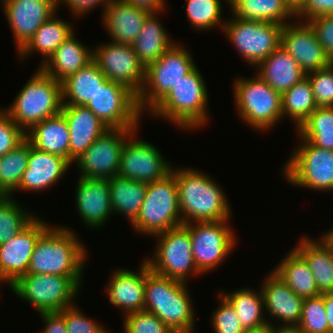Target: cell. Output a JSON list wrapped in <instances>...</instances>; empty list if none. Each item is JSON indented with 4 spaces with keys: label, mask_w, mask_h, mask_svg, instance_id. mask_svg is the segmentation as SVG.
I'll return each instance as SVG.
<instances>
[{
    "label": "cell",
    "mask_w": 333,
    "mask_h": 333,
    "mask_svg": "<svg viewBox=\"0 0 333 333\" xmlns=\"http://www.w3.org/2000/svg\"><path fill=\"white\" fill-rule=\"evenodd\" d=\"M171 172L177 181L178 205L183 224L231 218L229 200L210 175L200 170L179 167L172 168Z\"/></svg>",
    "instance_id": "1"
},
{
    "label": "cell",
    "mask_w": 333,
    "mask_h": 333,
    "mask_svg": "<svg viewBox=\"0 0 333 333\" xmlns=\"http://www.w3.org/2000/svg\"><path fill=\"white\" fill-rule=\"evenodd\" d=\"M52 226L37 240L27 274L83 276L85 246L72 229Z\"/></svg>",
    "instance_id": "2"
},
{
    "label": "cell",
    "mask_w": 333,
    "mask_h": 333,
    "mask_svg": "<svg viewBox=\"0 0 333 333\" xmlns=\"http://www.w3.org/2000/svg\"><path fill=\"white\" fill-rule=\"evenodd\" d=\"M187 282L153 272L146 262L144 310L155 314L174 333H192L195 323Z\"/></svg>",
    "instance_id": "3"
},
{
    "label": "cell",
    "mask_w": 333,
    "mask_h": 333,
    "mask_svg": "<svg viewBox=\"0 0 333 333\" xmlns=\"http://www.w3.org/2000/svg\"><path fill=\"white\" fill-rule=\"evenodd\" d=\"M199 69L195 67L150 111L184 129L205 126L208 122V94Z\"/></svg>",
    "instance_id": "4"
},
{
    "label": "cell",
    "mask_w": 333,
    "mask_h": 333,
    "mask_svg": "<svg viewBox=\"0 0 333 333\" xmlns=\"http://www.w3.org/2000/svg\"><path fill=\"white\" fill-rule=\"evenodd\" d=\"M62 106V83L38 68L4 111L26 132L61 113Z\"/></svg>",
    "instance_id": "5"
},
{
    "label": "cell",
    "mask_w": 333,
    "mask_h": 333,
    "mask_svg": "<svg viewBox=\"0 0 333 333\" xmlns=\"http://www.w3.org/2000/svg\"><path fill=\"white\" fill-rule=\"evenodd\" d=\"M81 279L82 276L24 274L10 288L38 313L60 312L74 305V297L81 289Z\"/></svg>",
    "instance_id": "6"
},
{
    "label": "cell",
    "mask_w": 333,
    "mask_h": 333,
    "mask_svg": "<svg viewBox=\"0 0 333 333\" xmlns=\"http://www.w3.org/2000/svg\"><path fill=\"white\" fill-rule=\"evenodd\" d=\"M139 234L155 237L169 229L183 225L178 205L175 175L147 184V191L137 218L131 223Z\"/></svg>",
    "instance_id": "7"
},
{
    "label": "cell",
    "mask_w": 333,
    "mask_h": 333,
    "mask_svg": "<svg viewBox=\"0 0 333 333\" xmlns=\"http://www.w3.org/2000/svg\"><path fill=\"white\" fill-rule=\"evenodd\" d=\"M245 78L234 80L235 109L246 124L258 131H267L283 117L281 94L257 74L254 78Z\"/></svg>",
    "instance_id": "8"
},
{
    "label": "cell",
    "mask_w": 333,
    "mask_h": 333,
    "mask_svg": "<svg viewBox=\"0 0 333 333\" xmlns=\"http://www.w3.org/2000/svg\"><path fill=\"white\" fill-rule=\"evenodd\" d=\"M188 52L175 42L157 61L146 67L144 84L137 95L141 113L146 109L151 111L184 76L197 66Z\"/></svg>",
    "instance_id": "9"
},
{
    "label": "cell",
    "mask_w": 333,
    "mask_h": 333,
    "mask_svg": "<svg viewBox=\"0 0 333 333\" xmlns=\"http://www.w3.org/2000/svg\"><path fill=\"white\" fill-rule=\"evenodd\" d=\"M283 174L290 184L317 191H333V151L318 148L302 139Z\"/></svg>",
    "instance_id": "10"
},
{
    "label": "cell",
    "mask_w": 333,
    "mask_h": 333,
    "mask_svg": "<svg viewBox=\"0 0 333 333\" xmlns=\"http://www.w3.org/2000/svg\"><path fill=\"white\" fill-rule=\"evenodd\" d=\"M231 19L225 20L223 33L250 65L256 67L280 46L282 25L236 17Z\"/></svg>",
    "instance_id": "11"
},
{
    "label": "cell",
    "mask_w": 333,
    "mask_h": 333,
    "mask_svg": "<svg viewBox=\"0 0 333 333\" xmlns=\"http://www.w3.org/2000/svg\"><path fill=\"white\" fill-rule=\"evenodd\" d=\"M155 236L159 238L155 255L144 259L153 272L185 283L191 273L201 274L193 259L189 230L184 225Z\"/></svg>",
    "instance_id": "12"
},
{
    "label": "cell",
    "mask_w": 333,
    "mask_h": 333,
    "mask_svg": "<svg viewBox=\"0 0 333 333\" xmlns=\"http://www.w3.org/2000/svg\"><path fill=\"white\" fill-rule=\"evenodd\" d=\"M85 106L108 128L137 129L141 120L137 95L127 86L109 79Z\"/></svg>",
    "instance_id": "13"
},
{
    "label": "cell",
    "mask_w": 333,
    "mask_h": 333,
    "mask_svg": "<svg viewBox=\"0 0 333 333\" xmlns=\"http://www.w3.org/2000/svg\"><path fill=\"white\" fill-rule=\"evenodd\" d=\"M229 220L183 224L189 230L193 259L202 274L222 263L236 245Z\"/></svg>",
    "instance_id": "14"
},
{
    "label": "cell",
    "mask_w": 333,
    "mask_h": 333,
    "mask_svg": "<svg viewBox=\"0 0 333 333\" xmlns=\"http://www.w3.org/2000/svg\"><path fill=\"white\" fill-rule=\"evenodd\" d=\"M138 129L109 128L74 162L81 172L79 177L111 179L118 174L123 145L128 136Z\"/></svg>",
    "instance_id": "15"
},
{
    "label": "cell",
    "mask_w": 333,
    "mask_h": 333,
    "mask_svg": "<svg viewBox=\"0 0 333 333\" xmlns=\"http://www.w3.org/2000/svg\"><path fill=\"white\" fill-rule=\"evenodd\" d=\"M97 46L93 60L106 78L127 86L138 95L144 84L146 68L132 45L111 41Z\"/></svg>",
    "instance_id": "16"
},
{
    "label": "cell",
    "mask_w": 333,
    "mask_h": 333,
    "mask_svg": "<svg viewBox=\"0 0 333 333\" xmlns=\"http://www.w3.org/2000/svg\"><path fill=\"white\" fill-rule=\"evenodd\" d=\"M136 132L134 130L123 145L117 175L146 184L165 178L171 173V164L154 145L134 139Z\"/></svg>",
    "instance_id": "17"
},
{
    "label": "cell",
    "mask_w": 333,
    "mask_h": 333,
    "mask_svg": "<svg viewBox=\"0 0 333 333\" xmlns=\"http://www.w3.org/2000/svg\"><path fill=\"white\" fill-rule=\"evenodd\" d=\"M283 25L280 46L288 52L307 74L328 67L333 60L318 42L311 26L305 21Z\"/></svg>",
    "instance_id": "18"
},
{
    "label": "cell",
    "mask_w": 333,
    "mask_h": 333,
    "mask_svg": "<svg viewBox=\"0 0 333 333\" xmlns=\"http://www.w3.org/2000/svg\"><path fill=\"white\" fill-rule=\"evenodd\" d=\"M48 227L47 222L35 216L20 233L0 244V274L10 286L27 274L36 242Z\"/></svg>",
    "instance_id": "19"
},
{
    "label": "cell",
    "mask_w": 333,
    "mask_h": 333,
    "mask_svg": "<svg viewBox=\"0 0 333 333\" xmlns=\"http://www.w3.org/2000/svg\"><path fill=\"white\" fill-rule=\"evenodd\" d=\"M3 11L20 51L38 28L57 12L58 0H6Z\"/></svg>",
    "instance_id": "20"
},
{
    "label": "cell",
    "mask_w": 333,
    "mask_h": 333,
    "mask_svg": "<svg viewBox=\"0 0 333 333\" xmlns=\"http://www.w3.org/2000/svg\"><path fill=\"white\" fill-rule=\"evenodd\" d=\"M76 186L75 200L81 220L86 226L102 227L113 214L108 179L80 177Z\"/></svg>",
    "instance_id": "21"
},
{
    "label": "cell",
    "mask_w": 333,
    "mask_h": 333,
    "mask_svg": "<svg viewBox=\"0 0 333 333\" xmlns=\"http://www.w3.org/2000/svg\"><path fill=\"white\" fill-rule=\"evenodd\" d=\"M70 133L69 162L77 160L109 128L86 106L63 105Z\"/></svg>",
    "instance_id": "22"
},
{
    "label": "cell",
    "mask_w": 333,
    "mask_h": 333,
    "mask_svg": "<svg viewBox=\"0 0 333 333\" xmlns=\"http://www.w3.org/2000/svg\"><path fill=\"white\" fill-rule=\"evenodd\" d=\"M270 273L260 287L264 311L282 321V326H297L301 319L304 298L295 294L273 271Z\"/></svg>",
    "instance_id": "23"
},
{
    "label": "cell",
    "mask_w": 333,
    "mask_h": 333,
    "mask_svg": "<svg viewBox=\"0 0 333 333\" xmlns=\"http://www.w3.org/2000/svg\"><path fill=\"white\" fill-rule=\"evenodd\" d=\"M146 280V261L137 272L118 268L106 285L109 301L121 308L125 315L144 310V294Z\"/></svg>",
    "instance_id": "24"
},
{
    "label": "cell",
    "mask_w": 333,
    "mask_h": 333,
    "mask_svg": "<svg viewBox=\"0 0 333 333\" xmlns=\"http://www.w3.org/2000/svg\"><path fill=\"white\" fill-rule=\"evenodd\" d=\"M71 165L64 157L38 150L30 143L28 166L15 191L46 190L62 179Z\"/></svg>",
    "instance_id": "25"
},
{
    "label": "cell",
    "mask_w": 333,
    "mask_h": 333,
    "mask_svg": "<svg viewBox=\"0 0 333 333\" xmlns=\"http://www.w3.org/2000/svg\"><path fill=\"white\" fill-rule=\"evenodd\" d=\"M103 9L102 22L112 42L130 45L138 37L146 17L150 14L121 0H111Z\"/></svg>",
    "instance_id": "26"
},
{
    "label": "cell",
    "mask_w": 333,
    "mask_h": 333,
    "mask_svg": "<svg viewBox=\"0 0 333 333\" xmlns=\"http://www.w3.org/2000/svg\"><path fill=\"white\" fill-rule=\"evenodd\" d=\"M302 238L294 250L308 264L318 291L333 292V244L324 234L320 240Z\"/></svg>",
    "instance_id": "27"
},
{
    "label": "cell",
    "mask_w": 333,
    "mask_h": 333,
    "mask_svg": "<svg viewBox=\"0 0 333 333\" xmlns=\"http://www.w3.org/2000/svg\"><path fill=\"white\" fill-rule=\"evenodd\" d=\"M74 32L55 50L40 69L62 82L93 60V50L78 41Z\"/></svg>",
    "instance_id": "28"
},
{
    "label": "cell",
    "mask_w": 333,
    "mask_h": 333,
    "mask_svg": "<svg viewBox=\"0 0 333 333\" xmlns=\"http://www.w3.org/2000/svg\"><path fill=\"white\" fill-rule=\"evenodd\" d=\"M257 67L256 74L281 95L306 77L296 60L281 46Z\"/></svg>",
    "instance_id": "29"
},
{
    "label": "cell",
    "mask_w": 333,
    "mask_h": 333,
    "mask_svg": "<svg viewBox=\"0 0 333 333\" xmlns=\"http://www.w3.org/2000/svg\"><path fill=\"white\" fill-rule=\"evenodd\" d=\"M26 138L38 150L64 157L69 161L70 133L62 113L35 124L26 132Z\"/></svg>",
    "instance_id": "30"
},
{
    "label": "cell",
    "mask_w": 333,
    "mask_h": 333,
    "mask_svg": "<svg viewBox=\"0 0 333 333\" xmlns=\"http://www.w3.org/2000/svg\"><path fill=\"white\" fill-rule=\"evenodd\" d=\"M106 80V76L92 60L61 82L63 105L85 106Z\"/></svg>",
    "instance_id": "31"
},
{
    "label": "cell",
    "mask_w": 333,
    "mask_h": 333,
    "mask_svg": "<svg viewBox=\"0 0 333 333\" xmlns=\"http://www.w3.org/2000/svg\"><path fill=\"white\" fill-rule=\"evenodd\" d=\"M158 14V12L150 13L146 17L138 37L131 44L145 68L157 61L175 44L174 41H171L168 32H166L163 25L159 22Z\"/></svg>",
    "instance_id": "32"
},
{
    "label": "cell",
    "mask_w": 333,
    "mask_h": 333,
    "mask_svg": "<svg viewBox=\"0 0 333 333\" xmlns=\"http://www.w3.org/2000/svg\"><path fill=\"white\" fill-rule=\"evenodd\" d=\"M53 14L48 18L31 37L28 43L17 53L21 58L35 52L43 54L42 64L55 52V50L74 32L66 21L56 18Z\"/></svg>",
    "instance_id": "33"
},
{
    "label": "cell",
    "mask_w": 333,
    "mask_h": 333,
    "mask_svg": "<svg viewBox=\"0 0 333 333\" xmlns=\"http://www.w3.org/2000/svg\"><path fill=\"white\" fill-rule=\"evenodd\" d=\"M222 295L234 307L240 324L246 333L261 330L273 325L272 322L268 321L264 316V302L261 290L255 292L250 288L247 289L243 287V289H239L230 294H223L222 292Z\"/></svg>",
    "instance_id": "34"
},
{
    "label": "cell",
    "mask_w": 333,
    "mask_h": 333,
    "mask_svg": "<svg viewBox=\"0 0 333 333\" xmlns=\"http://www.w3.org/2000/svg\"><path fill=\"white\" fill-rule=\"evenodd\" d=\"M272 270L298 296L310 298L321 295L306 261L292 249Z\"/></svg>",
    "instance_id": "35"
},
{
    "label": "cell",
    "mask_w": 333,
    "mask_h": 333,
    "mask_svg": "<svg viewBox=\"0 0 333 333\" xmlns=\"http://www.w3.org/2000/svg\"><path fill=\"white\" fill-rule=\"evenodd\" d=\"M234 17L244 20L273 22L285 25L295 14L284 0H227Z\"/></svg>",
    "instance_id": "36"
},
{
    "label": "cell",
    "mask_w": 333,
    "mask_h": 333,
    "mask_svg": "<svg viewBox=\"0 0 333 333\" xmlns=\"http://www.w3.org/2000/svg\"><path fill=\"white\" fill-rule=\"evenodd\" d=\"M110 186V204L113 213L126 215L133 222L142 206L147 191V184L121 176L108 179Z\"/></svg>",
    "instance_id": "37"
},
{
    "label": "cell",
    "mask_w": 333,
    "mask_h": 333,
    "mask_svg": "<svg viewBox=\"0 0 333 333\" xmlns=\"http://www.w3.org/2000/svg\"><path fill=\"white\" fill-rule=\"evenodd\" d=\"M281 98L283 117L288 115L295 122L297 129L317 108L312 86L307 77L285 91Z\"/></svg>",
    "instance_id": "38"
},
{
    "label": "cell",
    "mask_w": 333,
    "mask_h": 333,
    "mask_svg": "<svg viewBox=\"0 0 333 333\" xmlns=\"http://www.w3.org/2000/svg\"><path fill=\"white\" fill-rule=\"evenodd\" d=\"M296 130L300 140L333 151V107H317Z\"/></svg>",
    "instance_id": "39"
},
{
    "label": "cell",
    "mask_w": 333,
    "mask_h": 333,
    "mask_svg": "<svg viewBox=\"0 0 333 333\" xmlns=\"http://www.w3.org/2000/svg\"><path fill=\"white\" fill-rule=\"evenodd\" d=\"M30 154V141L25 138L19 145L1 157L0 190L12 196L19 187L23 173L27 169Z\"/></svg>",
    "instance_id": "40"
},
{
    "label": "cell",
    "mask_w": 333,
    "mask_h": 333,
    "mask_svg": "<svg viewBox=\"0 0 333 333\" xmlns=\"http://www.w3.org/2000/svg\"><path fill=\"white\" fill-rule=\"evenodd\" d=\"M13 198L6 196L0 201V244L8 242L35 218Z\"/></svg>",
    "instance_id": "41"
},
{
    "label": "cell",
    "mask_w": 333,
    "mask_h": 333,
    "mask_svg": "<svg viewBox=\"0 0 333 333\" xmlns=\"http://www.w3.org/2000/svg\"><path fill=\"white\" fill-rule=\"evenodd\" d=\"M186 8L188 20L198 31L214 29L222 22L223 28L225 24L220 21L223 18L220 0H187Z\"/></svg>",
    "instance_id": "42"
},
{
    "label": "cell",
    "mask_w": 333,
    "mask_h": 333,
    "mask_svg": "<svg viewBox=\"0 0 333 333\" xmlns=\"http://www.w3.org/2000/svg\"><path fill=\"white\" fill-rule=\"evenodd\" d=\"M303 333H329L323 293L304 298L301 319L297 325Z\"/></svg>",
    "instance_id": "43"
},
{
    "label": "cell",
    "mask_w": 333,
    "mask_h": 333,
    "mask_svg": "<svg viewBox=\"0 0 333 333\" xmlns=\"http://www.w3.org/2000/svg\"><path fill=\"white\" fill-rule=\"evenodd\" d=\"M312 86L317 107H333V63L306 74Z\"/></svg>",
    "instance_id": "44"
},
{
    "label": "cell",
    "mask_w": 333,
    "mask_h": 333,
    "mask_svg": "<svg viewBox=\"0 0 333 333\" xmlns=\"http://www.w3.org/2000/svg\"><path fill=\"white\" fill-rule=\"evenodd\" d=\"M124 333H174L155 314L146 310L124 315Z\"/></svg>",
    "instance_id": "45"
},
{
    "label": "cell",
    "mask_w": 333,
    "mask_h": 333,
    "mask_svg": "<svg viewBox=\"0 0 333 333\" xmlns=\"http://www.w3.org/2000/svg\"><path fill=\"white\" fill-rule=\"evenodd\" d=\"M220 305L212 314V325L215 333H246L242 328L234 307L222 296L221 292Z\"/></svg>",
    "instance_id": "46"
},
{
    "label": "cell",
    "mask_w": 333,
    "mask_h": 333,
    "mask_svg": "<svg viewBox=\"0 0 333 333\" xmlns=\"http://www.w3.org/2000/svg\"><path fill=\"white\" fill-rule=\"evenodd\" d=\"M26 138V132L0 109V156L13 150Z\"/></svg>",
    "instance_id": "47"
},
{
    "label": "cell",
    "mask_w": 333,
    "mask_h": 333,
    "mask_svg": "<svg viewBox=\"0 0 333 333\" xmlns=\"http://www.w3.org/2000/svg\"><path fill=\"white\" fill-rule=\"evenodd\" d=\"M67 333H109L104 327L86 317L76 306L65 308Z\"/></svg>",
    "instance_id": "48"
},
{
    "label": "cell",
    "mask_w": 333,
    "mask_h": 333,
    "mask_svg": "<svg viewBox=\"0 0 333 333\" xmlns=\"http://www.w3.org/2000/svg\"><path fill=\"white\" fill-rule=\"evenodd\" d=\"M313 29L318 42L333 60V15H323L306 20Z\"/></svg>",
    "instance_id": "49"
},
{
    "label": "cell",
    "mask_w": 333,
    "mask_h": 333,
    "mask_svg": "<svg viewBox=\"0 0 333 333\" xmlns=\"http://www.w3.org/2000/svg\"><path fill=\"white\" fill-rule=\"evenodd\" d=\"M323 15H333V0H305L303 7L295 14L296 19L305 20Z\"/></svg>",
    "instance_id": "50"
},
{
    "label": "cell",
    "mask_w": 333,
    "mask_h": 333,
    "mask_svg": "<svg viewBox=\"0 0 333 333\" xmlns=\"http://www.w3.org/2000/svg\"><path fill=\"white\" fill-rule=\"evenodd\" d=\"M40 316L44 322V329L41 333H67L65 309L60 312H42Z\"/></svg>",
    "instance_id": "51"
},
{
    "label": "cell",
    "mask_w": 333,
    "mask_h": 333,
    "mask_svg": "<svg viewBox=\"0 0 333 333\" xmlns=\"http://www.w3.org/2000/svg\"><path fill=\"white\" fill-rule=\"evenodd\" d=\"M110 1L111 0H58V8L60 3L64 2L63 4L70 7L72 13L80 17L84 13L87 15V12L94 9L99 4H103V7L105 8Z\"/></svg>",
    "instance_id": "52"
},
{
    "label": "cell",
    "mask_w": 333,
    "mask_h": 333,
    "mask_svg": "<svg viewBox=\"0 0 333 333\" xmlns=\"http://www.w3.org/2000/svg\"><path fill=\"white\" fill-rule=\"evenodd\" d=\"M149 13H161L165 9V0H121Z\"/></svg>",
    "instance_id": "53"
},
{
    "label": "cell",
    "mask_w": 333,
    "mask_h": 333,
    "mask_svg": "<svg viewBox=\"0 0 333 333\" xmlns=\"http://www.w3.org/2000/svg\"><path fill=\"white\" fill-rule=\"evenodd\" d=\"M323 302L327 314L329 333H333V292L323 293Z\"/></svg>",
    "instance_id": "54"
},
{
    "label": "cell",
    "mask_w": 333,
    "mask_h": 333,
    "mask_svg": "<svg viewBox=\"0 0 333 333\" xmlns=\"http://www.w3.org/2000/svg\"><path fill=\"white\" fill-rule=\"evenodd\" d=\"M274 333H303L298 326H274Z\"/></svg>",
    "instance_id": "55"
},
{
    "label": "cell",
    "mask_w": 333,
    "mask_h": 333,
    "mask_svg": "<svg viewBox=\"0 0 333 333\" xmlns=\"http://www.w3.org/2000/svg\"><path fill=\"white\" fill-rule=\"evenodd\" d=\"M290 10L296 14L304 5L305 0H284Z\"/></svg>",
    "instance_id": "56"
},
{
    "label": "cell",
    "mask_w": 333,
    "mask_h": 333,
    "mask_svg": "<svg viewBox=\"0 0 333 333\" xmlns=\"http://www.w3.org/2000/svg\"><path fill=\"white\" fill-rule=\"evenodd\" d=\"M274 325L275 324H273L272 326H268L266 328H263L261 330H256V331L249 332V333H274Z\"/></svg>",
    "instance_id": "57"
},
{
    "label": "cell",
    "mask_w": 333,
    "mask_h": 333,
    "mask_svg": "<svg viewBox=\"0 0 333 333\" xmlns=\"http://www.w3.org/2000/svg\"><path fill=\"white\" fill-rule=\"evenodd\" d=\"M324 235L333 244V228L330 231L326 232V234L324 233Z\"/></svg>",
    "instance_id": "58"
},
{
    "label": "cell",
    "mask_w": 333,
    "mask_h": 333,
    "mask_svg": "<svg viewBox=\"0 0 333 333\" xmlns=\"http://www.w3.org/2000/svg\"><path fill=\"white\" fill-rule=\"evenodd\" d=\"M0 282H2V283H6L9 287H10V285L7 283V281L1 276V274H0Z\"/></svg>",
    "instance_id": "59"
},
{
    "label": "cell",
    "mask_w": 333,
    "mask_h": 333,
    "mask_svg": "<svg viewBox=\"0 0 333 333\" xmlns=\"http://www.w3.org/2000/svg\"><path fill=\"white\" fill-rule=\"evenodd\" d=\"M6 195L0 190V201L4 199Z\"/></svg>",
    "instance_id": "60"
}]
</instances>
